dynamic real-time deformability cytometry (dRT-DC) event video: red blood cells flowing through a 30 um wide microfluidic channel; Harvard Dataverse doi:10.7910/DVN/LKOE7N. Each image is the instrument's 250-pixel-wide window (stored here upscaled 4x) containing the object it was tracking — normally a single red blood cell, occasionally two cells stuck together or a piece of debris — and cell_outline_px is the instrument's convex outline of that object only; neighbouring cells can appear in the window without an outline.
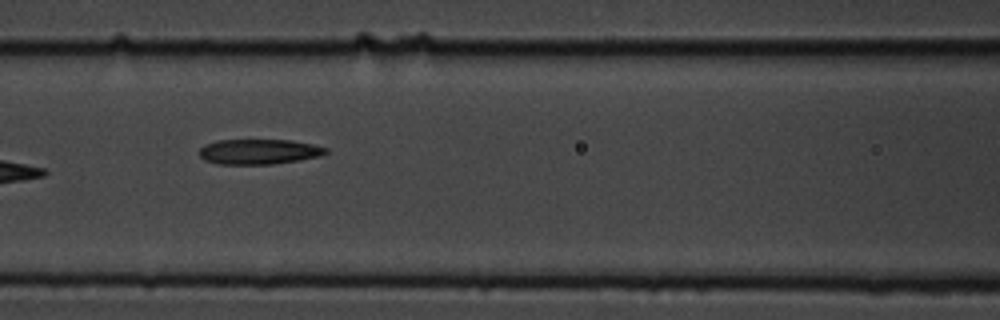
{"species": "common noctule bat (a hibernating species)", "species_latin": "Nyctalus noctula", "temperature_condition": "cold", "stored_images_in_passage": 15, "camera_frame_rate_fps": 3000, "um_per_image_px": 0.085, "animal": {"sex": "male", "body_mass_g": 19.5, "forearm_length_mm": 54.6}, "frame": {"image": 1, "passage_image": 7, "time_ms": 2.0, "image_size_px": [1000, 320], "cell_outline_px": [[328, 152], [320, 156], [300, 160], [272, 164], [216, 164], [204, 160], [200, 156], [200, 148], [204, 144], [216, 140], [292, 140], [312, 144], [328, 148]], "centroid_in_image_um": [22.0, 12.89], "position_along_channel_um": 144.6, "area_um2": 18.67}}
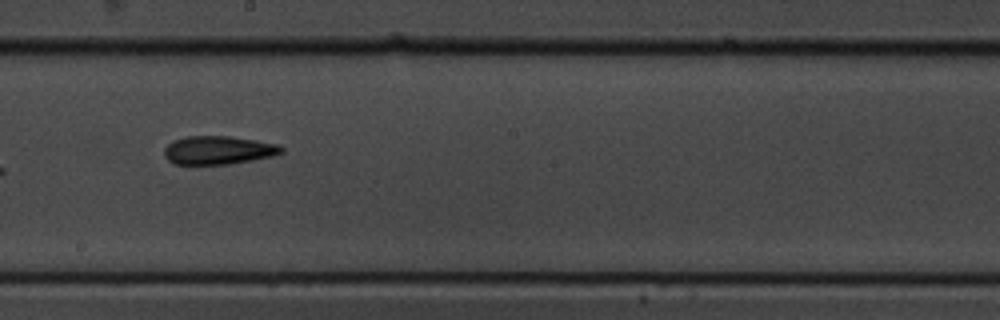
{"frame": {"image": 2, "passage_image": 9, "time_ms": 2.667, "image_size_px": [1000, 320], "cell_outline_px": [[284, 152], [272, 156], [252, 160], [228, 164], [172, 164], [164, 156], [164, 148], [172, 140], [184, 136], [232, 136], [280, 144], [284, 148]], "centroid_in_image_um": [18.55, 12.75], "position_along_channel_um": 229.6, "area_um2": 19.65}}
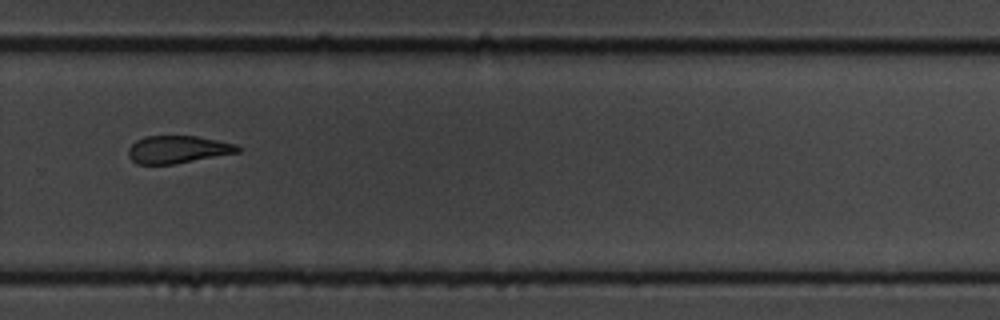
{"frame": {"image": 3, "passage_image": 11, "time_ms": 3.333, "image_size_px": [1000, 320], "cell_outline_px": [[240, 152], [172, 164], [136, 164], [128, 156], [128, 148], [136, 140], [144, 136], [196, 136], [236, 144], [240, 148]], "centroid_in_image_um": [15.07, 12.7], "position_along_channel_um": 314.7, "area_um2": 17.46}}